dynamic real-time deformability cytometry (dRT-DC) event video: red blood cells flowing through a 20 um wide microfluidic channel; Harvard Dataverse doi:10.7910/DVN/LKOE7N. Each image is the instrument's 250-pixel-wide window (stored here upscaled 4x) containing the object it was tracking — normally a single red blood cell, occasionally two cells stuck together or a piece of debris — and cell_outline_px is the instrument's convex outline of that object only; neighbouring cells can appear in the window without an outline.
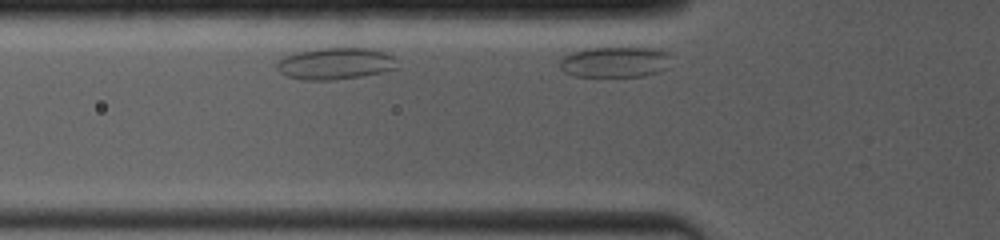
{"species": "common noctule bat (a hibernating species)", "species_latin": "Nyctalus noctula", "temperature_condition": "room temperature", "stored_images_in_passage": 5, "segment_of_instrument_passage": [2, 2], "camera_frame_rate_fps": 4000, "um_per_image_px": 0.085, "animal": {"sex": "female", "body_mass_g": 19.0, "forearm_length_mm": 53.3}, "frame": {"image": 1, "passage_image": 5, "time_ms": 1.0, "image_size_px": [1000, 240], "cell_outline_px": [[672, 56], [664, 68], [660, 72], [640, 76], [572, 76], [564, 72], [560, 68], [560, 60], [564, 56], [572, 52], [588, 48], [660, 48], [668, 52]], "centroid_in_image_um": [52.27, 5.26], "position_along_channel_um": 73.5, "area_um2": 19.94}}